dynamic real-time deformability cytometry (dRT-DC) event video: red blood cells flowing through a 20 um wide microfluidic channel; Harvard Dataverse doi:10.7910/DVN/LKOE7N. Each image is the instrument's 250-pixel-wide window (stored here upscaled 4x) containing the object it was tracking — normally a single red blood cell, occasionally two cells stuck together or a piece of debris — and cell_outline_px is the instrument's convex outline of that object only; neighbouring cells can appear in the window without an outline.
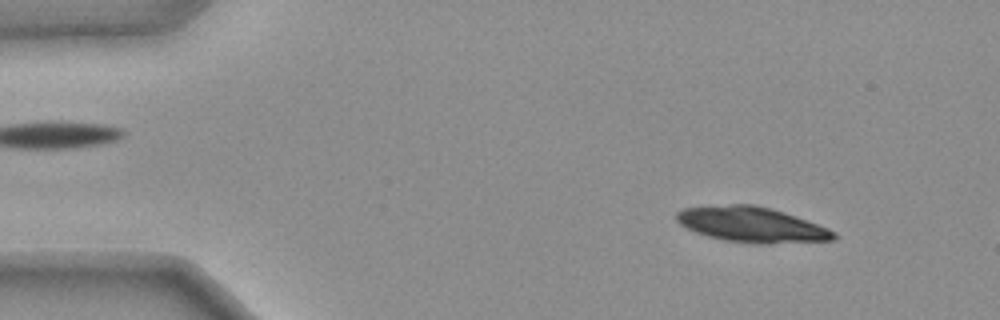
{"species": "common noctule bat (a hibernating species)", "species_latin": "Nyctalus noctula", "temperature_condition": "warm", "stored_images_in_passage": 15, "camera_frame_rate_fps": 3000, "um_per_image_px": 0.085, "animal": {"sex": "female", "body_mass_g": 25.1}, "frame": {"image": 1, "passage_image": 6, "time_ms": 1.667, "image_size_px": [1000, 320], "cell_outline_px": [[832, 236], [824, 240], [744, 240], [716, 236], [692, 228], [684, 224], [680, 220], [680, 212], [696, 208], [764, 208], [824, 228], [832, 232]], "centroid_in_image_um": [63.9, 19.09], "position_along_channel_um": 21.1, "area_um2": 26.07}}